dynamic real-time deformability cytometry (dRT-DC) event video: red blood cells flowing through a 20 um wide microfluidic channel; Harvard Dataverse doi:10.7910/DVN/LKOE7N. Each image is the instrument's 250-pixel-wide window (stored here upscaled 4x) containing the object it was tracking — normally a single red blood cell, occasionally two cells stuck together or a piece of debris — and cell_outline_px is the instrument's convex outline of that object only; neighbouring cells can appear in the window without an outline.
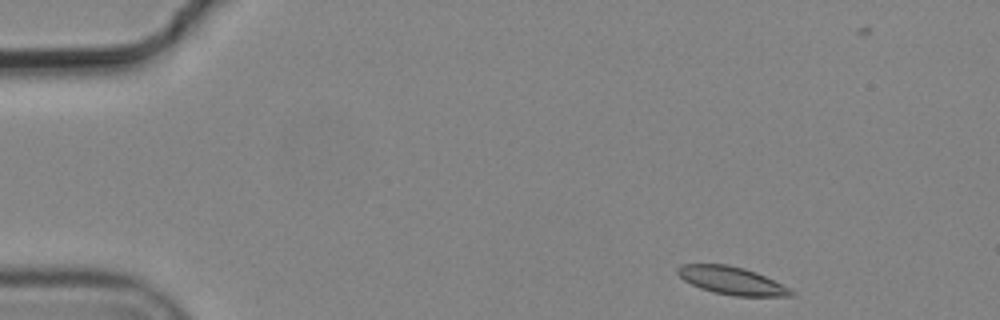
{"species": "common noctule bat (a hibernating species)", "species_latin": "Nyctalus noctula", "temperature_condition": "cold", "stored_images_in_passage": 5, "segment_of_instrument_passage": [1, 2], "camera_frame_rate_fps": 3000, "um_per_image_px": 0.085, "animal": {"sex": "male", "body_mass_g": 19.2, "forearm_length_mm": 51.8}, "frame": {"image": 1, "passage_image": 1, "time_ms": 0.0, "image_size_px": [1000, 320], "cell_outline_px": [[796, 296], [732, 296], [700, 288], [684, 280], [676, 272], [676, 268], [680, 264], [728, 264], [744, 268], [756, 272], [796, 292]], "centroid_in_image_um": [62.18, 23.85], "position_along_channel_um": 22.8, "area_um2": 18.26}}
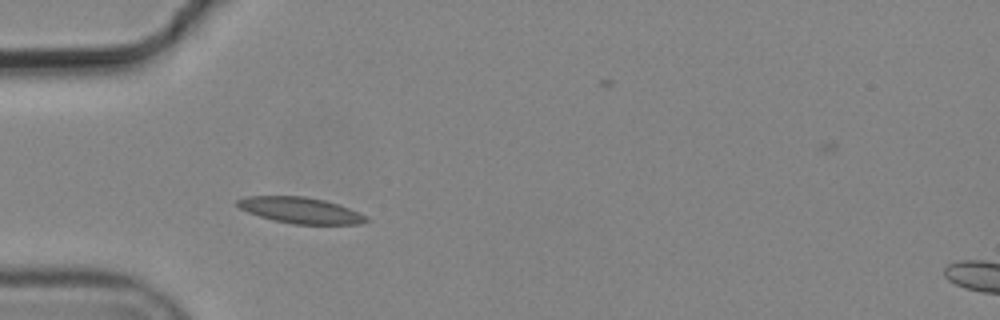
{"frame": {"image": 2, "passage_image": 4, "time_ms": 1.0, "image_size_px": [1000, 320], "cell_outline_px": [[372, 220], [360, 224], [292, 224], [260, 216], [248, 212], [240, 208], [236, 204], [236, 200], [248, 196], [304, 196], [324, 200], [348, 208], [368, 216]], "centroid_in_image_um": [25.57, 17.88], "position_along_channel_um": 59.4, "area_um2": 19.42}}